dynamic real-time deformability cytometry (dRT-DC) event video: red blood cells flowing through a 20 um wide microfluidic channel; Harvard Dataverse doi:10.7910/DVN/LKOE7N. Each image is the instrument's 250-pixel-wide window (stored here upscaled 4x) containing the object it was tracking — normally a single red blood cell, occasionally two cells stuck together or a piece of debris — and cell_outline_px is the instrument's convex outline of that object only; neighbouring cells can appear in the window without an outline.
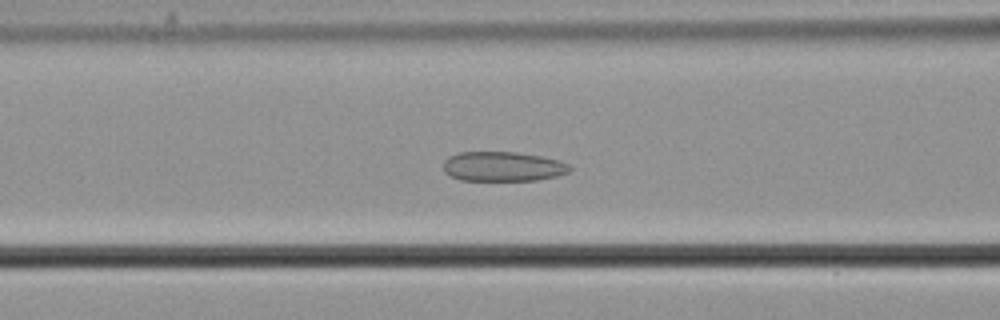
{"species": "common noctule bat (a hibernating species)", "species_latin": "Nyctalus noctula", "temperature_condition": "cold", "stored_images_in_passage": 58, "camera_frame_rate_fps": 3000, "um_per_image_px": 0.085, "animal": {"sex": "male", "body_mass_g": 21.5, "forearm_length_mm": 52.0}, "frame": {"image": 1, "passage_image": 25, "time_ms": 8.0, "image_size_px": [1000, 320], "cell_outline_px": [[572, 168], [568, 172], [556, 176], [536, 180], [460, 180], [444, 172], [444, 160], [448, 156], [460, 152], [516, 152], [540, 156], [556, 160], [568, 164]], "centroid_in_image_um": [42.71, 14.15], "position_along_channel_um": 123.9, "area_um2": 21.68}}
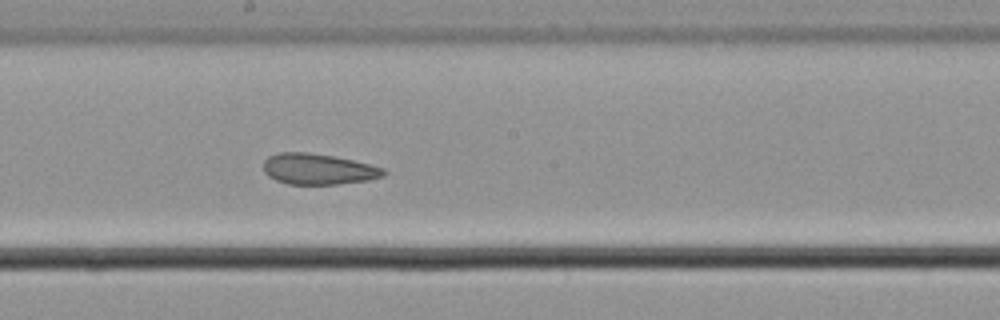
{"frame": {"image": 2, "passage_image": 33, "time_ms": 10.667, "image_size_px": [1000, 320], "cell_outline_px": [[388, 172], [384, 176], [368, 180], [336, 184], [288, 184], [276, 180], [268, 176], [264, 172], [264, 160], [268, 156], [280, 152], [308, 152], [332, 156], [352, 160], [384, 168]], "centroid_in_image_um": [27.04, 14.37], "position_along_channel_um": 221.2, "area_um2": 21.56}}
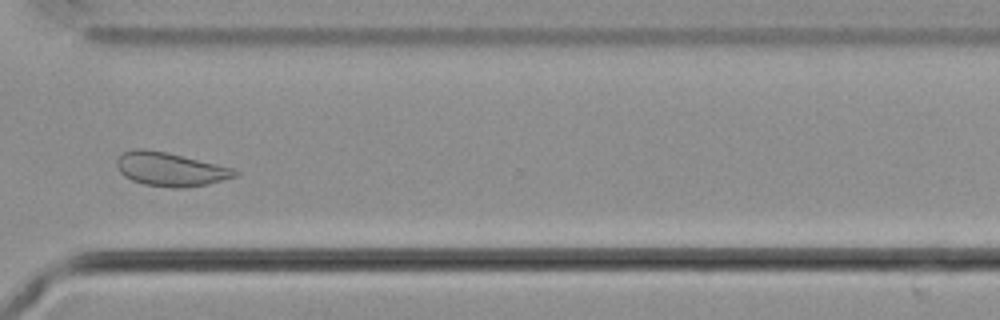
{"frame": {"image": 3, "passage_image": 44, "time_ms": 14.333, "image_size_px": [1000, 320], "cell_outline_px": [[240, 172], [236, 176], [208, 184], [184, 188], [172, 188], [144, 184], [132, 180], [124, 176], [120, 172], [116, 164], [116, 160], [124, 152], [132, 148], [144, 148], [168, 152], [232, 168]], "centroid_in_image_um": [14.45, 14.38], "position_along_channel_um": 356.1, "area_um2": 23.24}, "authors_computed_cell_mechanics": {"area_um2": 24.9118, "velocity_mm_per_s": 3.6544, "shape_relaxation_time_tau1_ms": null, "shape_relaxation_time_tau2_ms": 2.1889, "deformation_change_tau1": null, "deformation_change_tau2": 0.08}}